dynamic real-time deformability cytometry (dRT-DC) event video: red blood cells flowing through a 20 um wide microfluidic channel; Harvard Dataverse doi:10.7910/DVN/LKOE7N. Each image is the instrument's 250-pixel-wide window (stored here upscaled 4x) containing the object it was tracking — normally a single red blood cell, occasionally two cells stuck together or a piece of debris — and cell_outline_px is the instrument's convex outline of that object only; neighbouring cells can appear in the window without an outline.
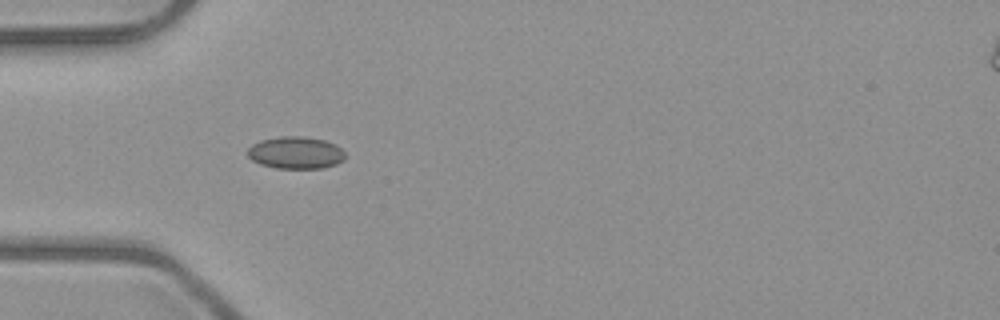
{"species": "common noctule bat (a hibernating species)", "species_latin": "Nyctalus noctula", "temperature_condition": "room temperature", "stored_images_in_passage": 2, "camera_frame_rate_fps": 3000, "um_per_image_px": 0.085, "animal": {"sex": "male", "body_mass_g": 23.1, "forearm_length_mm": 52.7}, "frame": {"image": 1, "passage_image": 1, "time_ms": 0.0, "image_size_px": [1000, 320], "cell_outline_px": [[344, 160], [336, 164], [324, 168], [276, 168], [260, 164], [252, 160], [248, 156], [248, 148], [252, 144], [260, 140], [280, 136], [304, 136], [324, 140], [336, 144], [344, 152]], "centroid_in_image_um": [25.13, 12.97], "position_along_channel_um": 59.9, "area_um2": 18.38}}
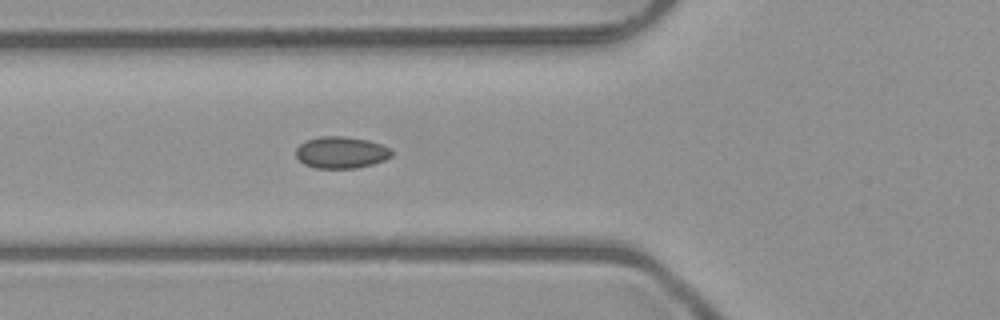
{"frame": {"image": 2, "passage_image": 2, "time_ms": 1.0, "image_size_px": [1000, 320], "cell_outline_px": [[392, 156], [384, 160], [372, 164], [356, 168], [316, 168], [304, 164], [296, 156], [296, 148], [304, 140], [320, 136], [344, 136], [368, 140], [384, 144], [392, 152]], "centroid_in_image_um": [28.99, 12.95], "position_along_channel_um": 96.8, "area_um2": 17.8}}